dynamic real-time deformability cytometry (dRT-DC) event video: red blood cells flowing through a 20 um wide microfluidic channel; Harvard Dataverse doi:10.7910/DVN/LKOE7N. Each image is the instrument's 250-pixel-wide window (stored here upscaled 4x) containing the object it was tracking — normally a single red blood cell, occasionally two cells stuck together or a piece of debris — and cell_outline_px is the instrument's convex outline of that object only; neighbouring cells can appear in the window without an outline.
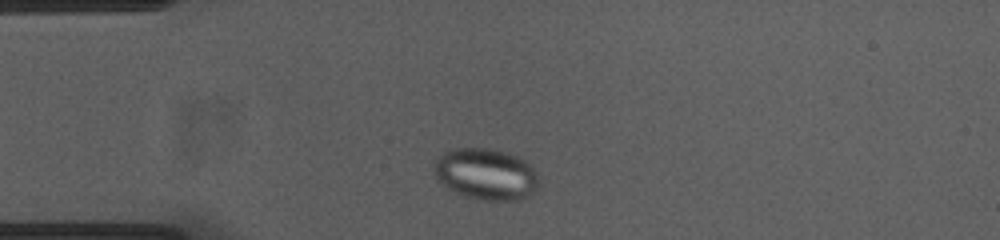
{"species": "common noctule bat (a hibernating species)", "species_latin": "Nyctalus noctula", "temperature_condition": "cold", "stored_images_in_passage": 40, "camera_frame_rate_fps": 3000, "um_per_image_px": 0.085, "animal": {"sex": "female", "body_mass_g": 23.0, "forearm_length_mm": 53.4}, "frame": {"image": 1, "passage_image": 4, "time_ms": 1.0, "image_size_px": [1000, 240], "cell_outline_px": [[536, 188], [532, 192], [516, 200], [484, 200], [464, 196], [448, 188], [432, 172], [436, 160], [444, 152], [456, 148], [484, 148], [504, 152], [516, 156], [524, 160], [536, 172]], "centroid_in_image_um": [41.26, 14.79], "position_along_channel_um": 43.7, "area_um2": 30.69}}
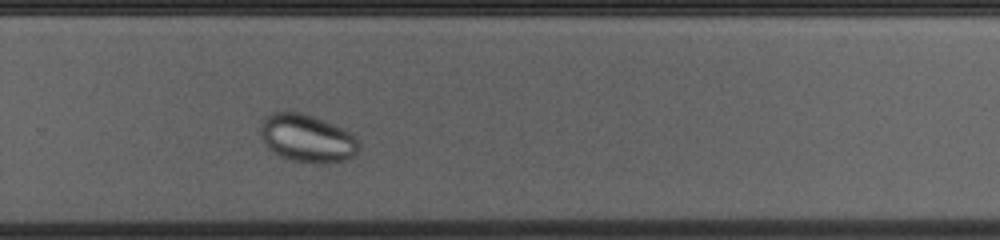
{"frame": {"image": 2, "passage_image": 27, "time_ms": 8.667, "image_size_px": [1000, 240], "cell_outline_px": [[356, 152], [348, 160], [328, 164], [320, 164], [292, 160], [280, 156], [268, 148], [260, 136], [260, 124], [264, 116], [272, 112], [300, 112], [324, 120], [348, 132], [356, 140]], "centroid_in_image_um": [26.03, 11.76], "position_along_channel_um": 303.8, "area_um2": 27.22}}
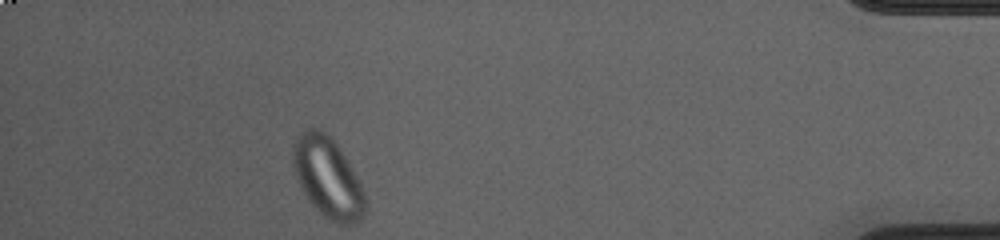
{"frame": {"image": 3, "passage_image": 40, "time_ms": 13.0, "image_size_px": [1000, 240], "cell_outline_px": [[368, 208], [364, 216], [356, 224], [340, 224], [332, 220], [320, 212], [312, 204], [304, 192], [296, 176], [292, 164], [292, 144], [308, 128], [320, 128], [340, 148], [356, 176], [368, 200]], "centroid_in_image_um": [27.89, 15.12], "position_along_channel_um": 407.3, "area_um2": 33.52}}